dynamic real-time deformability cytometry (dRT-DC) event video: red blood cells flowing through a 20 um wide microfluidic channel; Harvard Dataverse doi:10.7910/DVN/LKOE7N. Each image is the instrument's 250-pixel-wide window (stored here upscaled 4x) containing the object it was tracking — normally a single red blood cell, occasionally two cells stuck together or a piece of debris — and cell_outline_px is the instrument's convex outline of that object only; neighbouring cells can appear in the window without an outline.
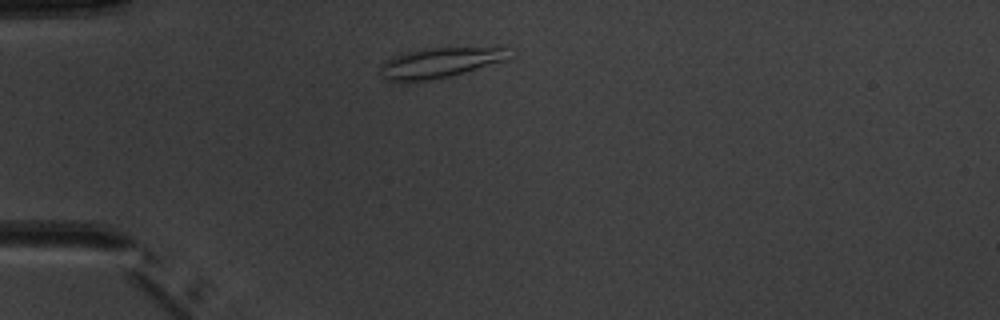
{"species": "common noctule bat (a hibernating species)", "species_latin": "Nyctalus noctula", "temperature_condition": "warm", "stored_images_in_passage": 4, "camera_frame_rate_fps": 3000, "um_per_image_px": 0.085, "animal": {"sex": "male", "body_mass_g": 20.1, "forearm_length_mm": 53.5}, "frame": {"image": 1, "passage_image": 1, "time_ms": 0.0, "image_size_px": [1000, 320], "cell_outline_px": [[516, 56], [508, 60], [448, 76], [428, 80], [384, 80], [380, 68], [380, 64], [384, 60], [392, 56], [432, 48], [504, 48]], "centroid_in_image_um": [37.42, 5.32], "position_along_channel_um": 47.6, "area_um2": 22.02}}
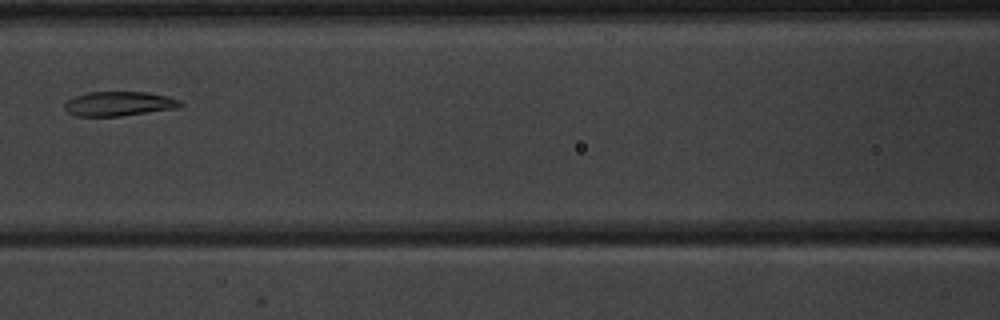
{"frame": {"image": 2, "passage_image": 4, "time_ms": 3.333, "image_size_px": [1000, 320], "cell_outline_px": [[184, 104], [180, 108], [120, 116], [76, 116], [68, 112], [64, 108], [64, 104], [68, 100], [76, 96], [88, 92], [148, 92], [168, 96], [180, 100]], "centroid_in_image_um": [10.16, 8.82], "position_along_channel_um": 156.4, "area_um2": 16.59}}